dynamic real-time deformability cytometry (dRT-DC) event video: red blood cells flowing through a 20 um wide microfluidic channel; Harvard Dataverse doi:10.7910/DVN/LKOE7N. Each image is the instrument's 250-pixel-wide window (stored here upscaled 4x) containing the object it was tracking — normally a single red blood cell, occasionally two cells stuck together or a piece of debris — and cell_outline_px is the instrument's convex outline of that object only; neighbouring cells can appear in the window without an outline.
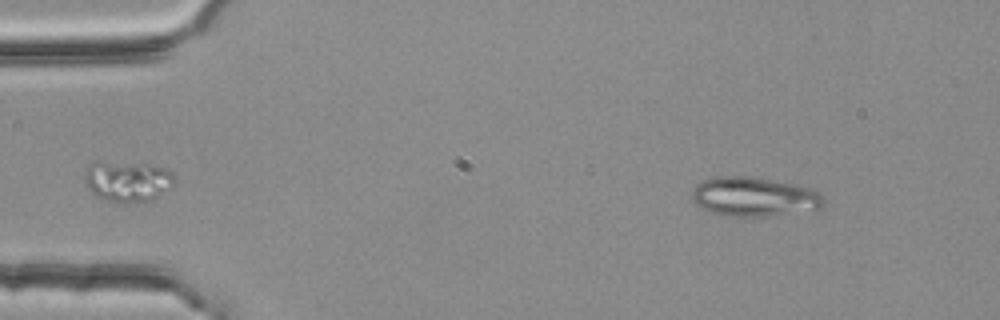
{"species": "common noctule bat (a hibernating species)", "species_latin": "Nyctalus noctula", "temperature_condition": "room temperature", "stored_images_in_passage": 48, "camera_frame_rate_fps": 3000, "um_per_image_px": 0.085, "animal": {"sex": "female", "body_mass_g": 25.1}, "frame": {"image": 1, "passage_image": 1, "time_ms": 0.0, "image_size_px": [1000, 320], "cell_outline_px": [[824, 204], [820, 208], [768, 216], [724, 216], [708, 212], [696, 204], [692, 200], [692, 188], [696, 184], [704, 180], [716, 176], [752, 176], [812, 188], [824, 196]], "centroid_in_image_um": [64.05, 16.72], "position_along_channel_um": 20.9, "area_um2": 30.23}}
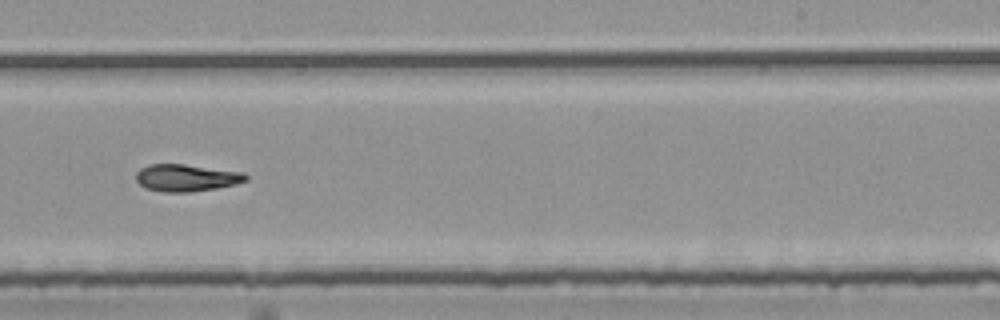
{"frame": {"image": 2, "passage_image": 28, "time_ms": 9.0, "image_size_px": [1000, 320], "cell_outline_px": [[248, 180], [236, 184], [216, 188], [188, 192], [164, 192], [144, 188], [136, 180], [136, 172], [140, 168], [148, 164], [184, 164], [244, 172], [248, 176]], "centroid_in_image_um": [15.83, 15.11], "position_along_channel_um": 273.2, "area_um2": 17.46}}
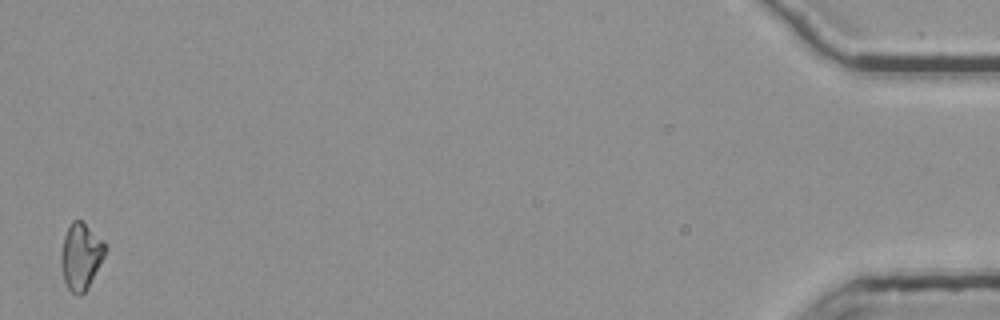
{"frame": {"image": 3, "passage_image": 48, "time_ms": 15.667, "image_size_px": [1000, 320], "cell_outline_px": [[108, 248], [88, 288], [80, 296], [76, 296], [68, 288], [64, 280], [60, 264], [60, 256], [64, 236], [72, 220], [80, 220], [104, 240]], "centroid_in_image_um": [6.88, 21.8], "position_along_channel_um": 428.3, "area_um2": 17.17}}